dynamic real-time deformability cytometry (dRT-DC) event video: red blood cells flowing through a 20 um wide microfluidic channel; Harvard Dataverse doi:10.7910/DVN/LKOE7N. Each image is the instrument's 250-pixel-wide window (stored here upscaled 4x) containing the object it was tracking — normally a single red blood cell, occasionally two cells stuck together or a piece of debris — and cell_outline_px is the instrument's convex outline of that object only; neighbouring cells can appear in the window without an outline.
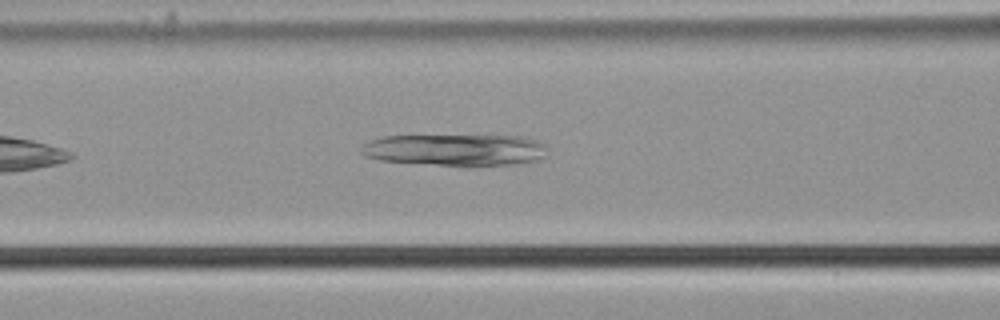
{"species": "common noctule bat (a hibernating species)", "species_latin": "Nyctalus noctula", "temperature_condition": "cold", "stored_images_in_passage": 41, "camera_frame_rate_fps": 3000, "um_per_image_px": 0.085, "animal": {"sex": "male", "body_mass_g": 21.5, "forearm_length_mm": 52.0}, "frame": {"image": 1, "passage_image": 9, "time_ms": 2.667, "image_size_px": [1000, 320], "cell_outline_px": [[544, 156], [536, 160], [512, 164], [468, 168], [464, 168], [380, 160], [364, 156], [360, 152], [360, 148], [368, 140], [384, 136], [524, 136], [536, 140], [544, 144]], "centroid_in_image_um": [38.65, 12.77], "position_along_channel_um": 128.0, "area_um2": 35.08}}
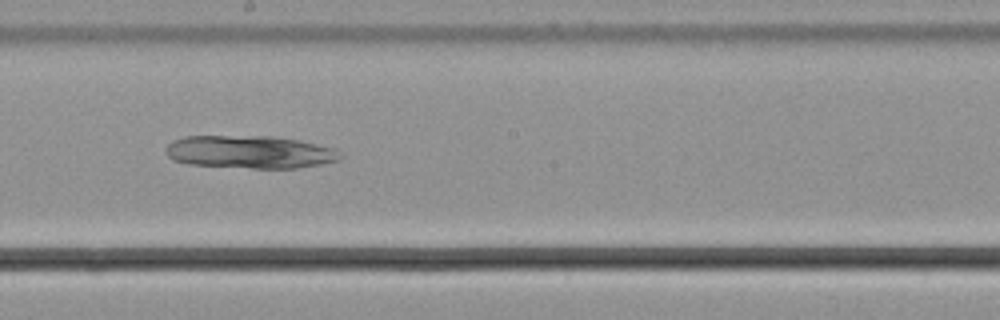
{"frame": {"image": 2, "passage_image": 17, "time_ms": 5.333, "image_size_px": [1000, 320], "cell_outline_px": [[344, 156], [340, 160], [300, 168], [252, 168], [188, 164], [172, 160], [168, 156], [168, 144], [172, 140], [184, 136], [276, 136], [300, 140], [332, 148]], "centroid_in_image_um": [21.25, 12.92], "position_along_channel_um": 226.9, "area_um2": 33.41}}
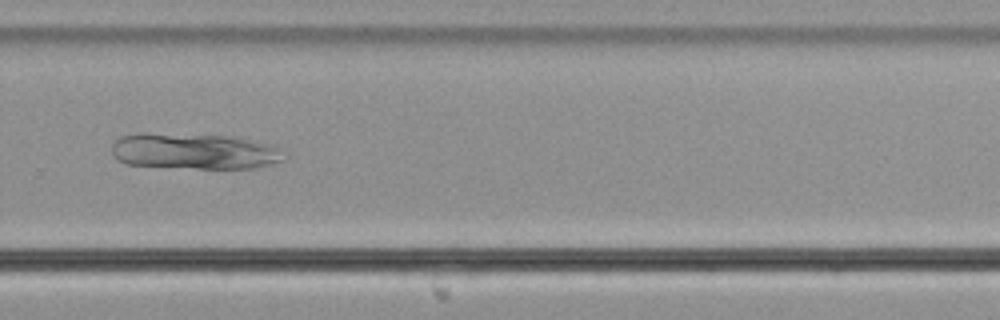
{"frame": {"image": 3, "passage_image": 24, "time_ms": 7.667, "image_size_px": [1000, 320], "cell_outline_px": [[284, 160], [252, 168], [196, 168], [124, 164], [116, 160], [112, 152], [112, 144], [120, 136], [140, 132], [144, 132], [224, 136], [272, 144], [280, 148]], "centroid_in_image_um": [16.43, 12.85], "position_along_channel_um": 313.4, "area_um2": 35.95}}